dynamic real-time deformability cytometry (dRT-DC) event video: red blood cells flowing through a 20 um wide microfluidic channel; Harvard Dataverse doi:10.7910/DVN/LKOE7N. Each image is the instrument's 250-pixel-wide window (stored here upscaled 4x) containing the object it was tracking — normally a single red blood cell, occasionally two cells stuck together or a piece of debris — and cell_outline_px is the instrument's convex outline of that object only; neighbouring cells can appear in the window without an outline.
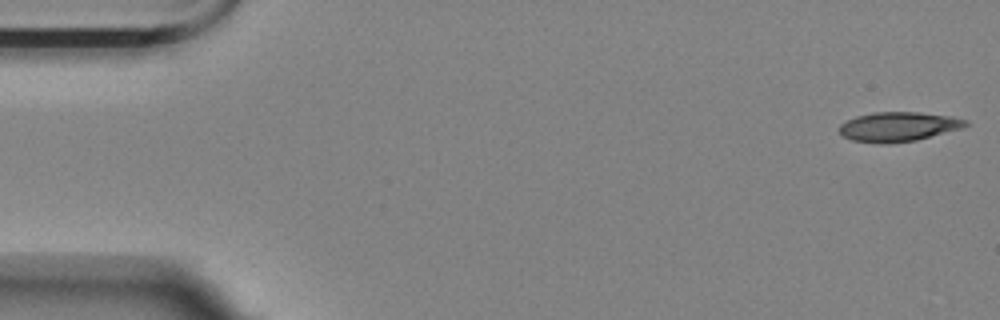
{"species": "Egyptian fruit bat (a non-hibernating species)", "species_latin": "Rousettus aegyptiacus", "temperature_condition": "room temperature", "stored_images_in_passage": 56, "camera_frame_rate_fps": 3000, "um_per_image_px": 0.085, "animal": {"sex": "female"}, "frame": {"image": 1, "passage_image": 1, "time_ms": 0.0, "image_size_px": [1000, 320], "cell_outline_px": [[968, 124], [960, 128], [916, 140], [888, 144], [880, 144], [852, 140], [844, 136], [836, 128], [840, 124], [856, 116], [872, 112], [920, 112], [952, 116], [968, 120]], "centroid_in_image_um": [76.32, 10.76], "position_along_channel_um": 8.7, "area_um2": 21.73}}
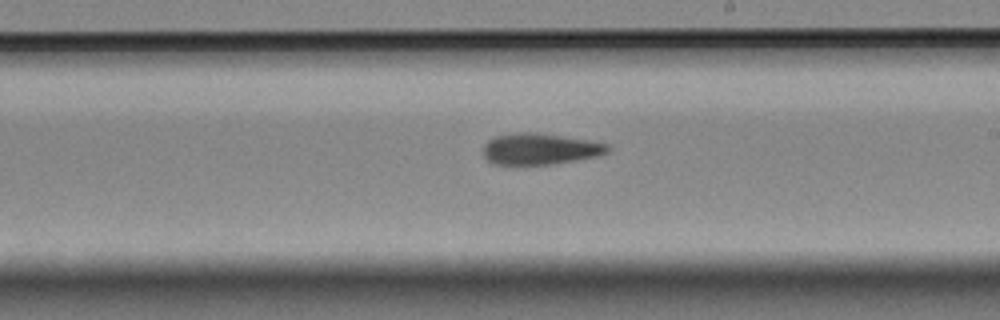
{"frame": {"image": 2, "passage_image": 32, "time_ms": 10.333, "image_size_px": [1000, 320], "cell_outline_px": [[612, 148], [608, 152], [596, 156], [576, 160], [552, 164], [492, 164], [484, 156], [484, 144], [488, 140], [496, 136], [516, 132], [536, 132], [588, 140], [608, 144]], "centroid_in_image_um": [45.9, 12.65], "position_along_channel_um": 243.1, "area_um2": 22.6}}
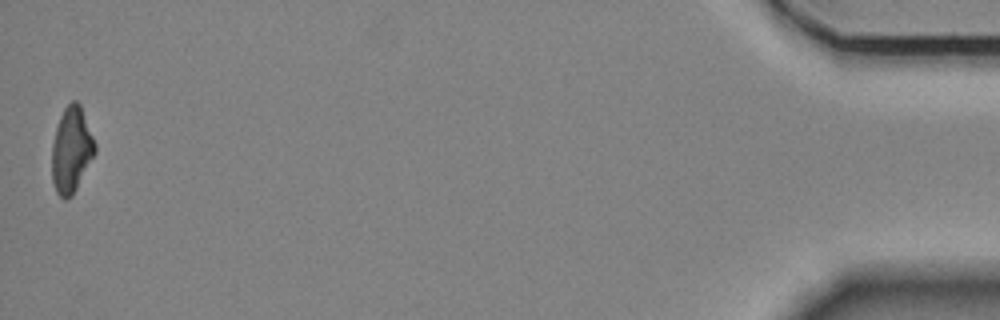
{"frame": {"image": 3, "passage_image": 56, "time_ms": 18.333, "image_size_px": [1000, 320], "cell_outline_px": [[96, 152], [72, 196], [64, 200], [56, 192], [52, 180], [52, 144], [56, 128], [60, 116], [64, 108], [72, 100], [76, 100], [80, 104], [96, 144]], "centroid_in_image_um": [6.07, 12.74], "position_along_channel_um": 429.1, "area_um2": 21.44}, "authors_computed_cell_mechanics": {"area_um2": 22.542, "velocity_mm_per_s": 3.4932, "shape_relaxation_time_tau1_ms": 4.4929, "shape_relaxation_time_tau2_ms": 7.7523, "deformation_change_tau1": 0.1666, "deformation_change_tau2": 0.199}}